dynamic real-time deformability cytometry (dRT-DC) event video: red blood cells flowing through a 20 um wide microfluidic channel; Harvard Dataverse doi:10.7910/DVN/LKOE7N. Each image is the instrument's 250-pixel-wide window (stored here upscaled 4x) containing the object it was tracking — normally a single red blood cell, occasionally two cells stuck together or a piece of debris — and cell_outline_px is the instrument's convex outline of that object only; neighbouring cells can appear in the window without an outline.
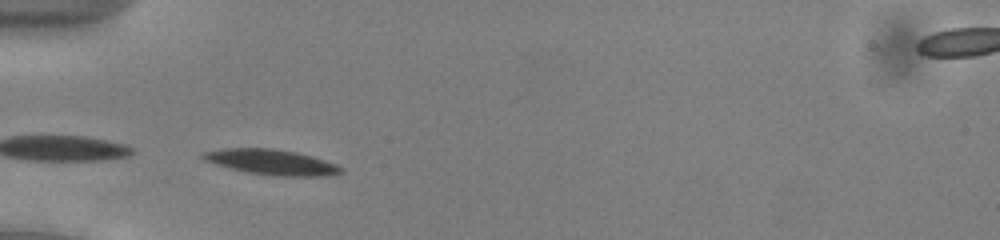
{"species": "common noctule bat (a hibernating species)", "species_latin": "Nyctalus noctula", "temperature_condition": "cold", "stored_images_in_passage": 37, "camera_frame_rate_fps": 3000, "um_per_image_px": 0.085, "animal": {"sex": "male", "body_mass_g": 13.0, "forearm_length_mm": 53.1}, "frame": {"image": 1, "passage_image": 1, "time_ms": 0.0, "image_size_px": [1000, 240], "cell_outline_px": [[344, 172], [328, 176], [272, 176], [248, 172], [216, 164], [204, 160], [200, 156], [200, 152], [224, 148], [272, 148], [296, 152], [312, 156], [336, 164]], "centroid_in_image_um": [23.06, 13.77], "position_along_channel_um": 61.9, "area_um2": 20.35}}
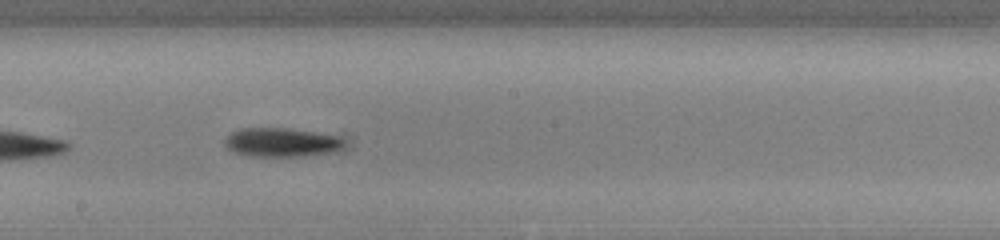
{"frame": {"image": 2, "passage_image": 14, "time_ms": 4.333, "image_size_px": [1000, 240], "cell_outline_px": [[348, 144], [332, 152], [300, 156], [248, 156], [232, 152], [224, 144], [224, 140], [232, 132], [240, 128], [288, 128], [316, 132], [340, 136], [348, 140]], "centroid_in_image_um": [23.96, 12.09], "position_along_channel_um": 224.2, "area_um2": 20.4}}
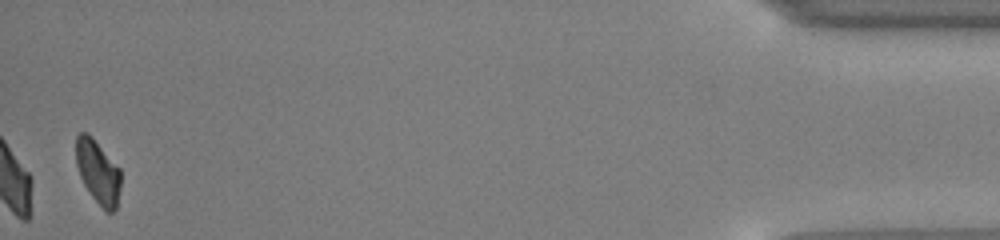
{"frame": {"image": 3, "passage_image": 36, "time_ms": 11.667, "image_size_px": [1000, 240], "cell_outline_px": [[120, 188], [116, 208], [112, 212], [104, 212], [92, 196], [84, 184], [80, 176], [76, 164], [76, 136], [80, 132], [88, 132], [92, 136], [120, 168]], "centroid_in_image_um": [8.32, 14.6], "position_along_channel_um": 426.9, "area_um2": 16.7}, "authors_computed_cell_mechanics": {"area_um2": 18.7272, "velocity_mm_per_s": 3.8838, "shape_relaxation_time_tau1_ms": 2.3607, "shape_relaxation_time_tau2_ms": null, "deformation_change_tau1": 0.1034, "deformation_change_tau2": null}}